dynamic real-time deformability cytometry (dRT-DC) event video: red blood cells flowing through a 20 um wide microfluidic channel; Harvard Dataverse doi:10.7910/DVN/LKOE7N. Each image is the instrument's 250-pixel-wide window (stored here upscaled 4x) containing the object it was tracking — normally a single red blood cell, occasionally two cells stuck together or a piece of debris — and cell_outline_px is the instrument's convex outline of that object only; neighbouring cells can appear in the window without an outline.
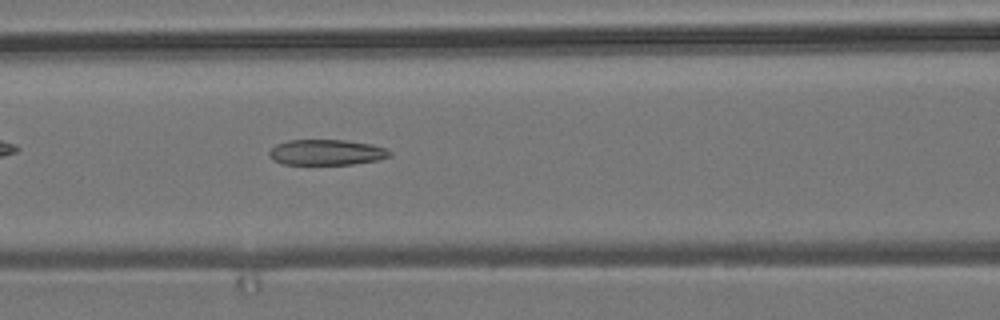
{"species": "common noctule bat (a hibernating species)", "species_latin": "Nyctalus noctula", "temperature_condition": "room temperature", "stored_images_in_passage": 43, "camera_frame_rate_fps": 3000, "um_per_image_px": 0.085, "animal": {"sex": "male", "body_mass_g": 19.2, "forearm_length_mm": 51.8}, "frame": {"image": 1, "passage_image": 11, "time_ms": 3.333, "image_size_px": [1000, 320], "cell_outline_px": [[392, 156], [376, 160], [352, 164], [284, 164], [272, 160], [268, 156], [268, 152], [276, 144], [288, 140], [344, 140], [372, 144], [384, 148], [392, 152]], "centroid_in_image_um": [27.73, 12.94], "position_along_channel_um": 138.9, "area_um2": 17.98}}
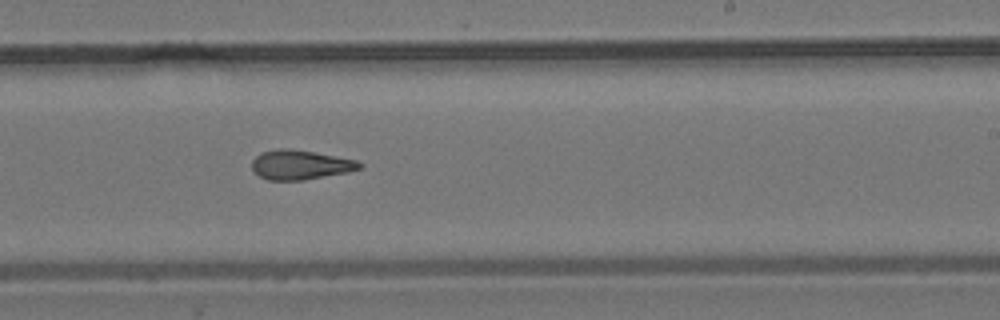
{"frame": {"image": 2, "passage_image": 21, "time_ms": 6.667, "image_size_px": [1000, 320], "cell_outline_px": [[364, 164], [360, 168], [348, 172], [304, 180], [268, 180], [252, 172], [252, 160], [260, 152], [280, 148], [292, 148], [356, 160]], "centroid_in_image_um": [25.49, 14.0], "position_along_channel_um": 263.5, "area_um2": 18.55}}
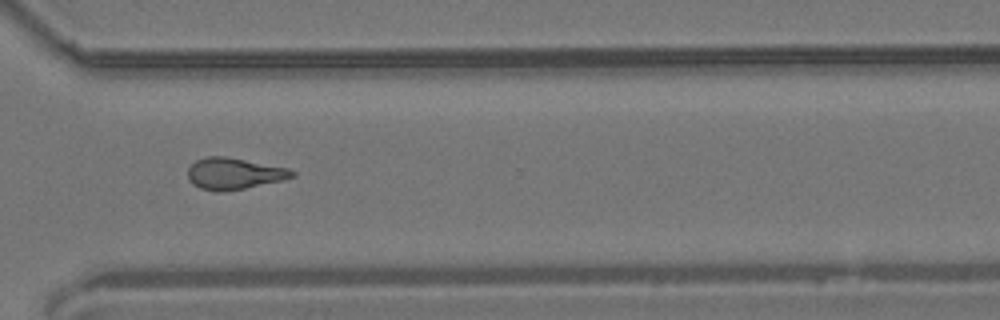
{"frame": {"image": 3, "passage_image": 28, "time_ms": 9.0, "image_size_px": [1000, 320], "cell_outline_px": [[296, 176], [284, 180], [224, 192], [216, 192], [200, 188], [192, 184], [188, 180], [188, 168], [196, 160], [208, 156], [224, 156], [288, 168], [296, 172]], "centroid_in_image_um": [19.89, 14.77], "position_along_channel_um": 350.7, "area_um2": 19.19}, "authors_computed_cell_mechanics": {"area_um2": 18.6116, "velocity_mm_per_s": 3.7459, "shape_relaxation_time_tau1_ms": null, "shape_relaxation_time_tau2_ms": 4.2126, "deformation_change_tau1": null, "deformation_change_tau2": 0.1223}}